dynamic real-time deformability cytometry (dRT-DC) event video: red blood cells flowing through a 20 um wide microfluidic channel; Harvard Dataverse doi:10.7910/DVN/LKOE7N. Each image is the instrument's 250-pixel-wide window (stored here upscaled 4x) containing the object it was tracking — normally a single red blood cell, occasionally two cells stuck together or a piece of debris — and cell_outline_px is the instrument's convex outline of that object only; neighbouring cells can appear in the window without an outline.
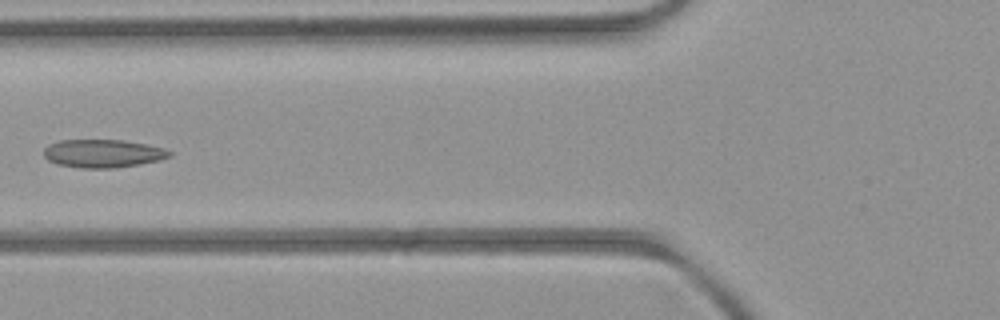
{"species": "common noctule bat (a hibernating species)", "species_latin": "Nyctalus noctula", "temperature_condition": "room temperature", "stored_images_in_passage": 5, "camera_frame_rate_fps": 3000, "um_per_image_px": 0.085, "animal": {"sex": "female", "body_mass_g": 21.9}, "frame": {"image": 1, "passage_image": 5, "time_ms": 4.333, "image_size_px": [1000, 320], "cell_outline_px": [[172, 156], [160, 160], [140, 164], [116, 168], [80, 168], [56, 164], [48, 160], [44, 156], [44, 148], [48, 144], [60, 140], [124, 140], [164, 148], [172, 152]], "centroid_in_image_um": [8.74, 13.05], "position_along_channel_um": 117.1, "area_um2": 20.75}}